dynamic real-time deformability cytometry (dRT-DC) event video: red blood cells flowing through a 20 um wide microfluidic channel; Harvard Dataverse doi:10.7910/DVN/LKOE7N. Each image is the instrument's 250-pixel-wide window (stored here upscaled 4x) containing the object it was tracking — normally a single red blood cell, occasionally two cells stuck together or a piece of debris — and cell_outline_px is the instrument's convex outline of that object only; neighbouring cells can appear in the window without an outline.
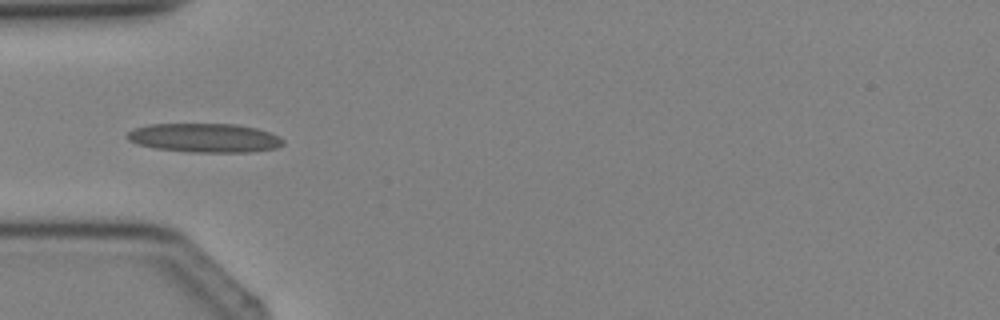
{"species": "Egyptian fruit bat (a non-hibernating species)", "species_latin": "Rousettus aegyptiacus", "temperature_condition": "cold", "stored_images_in_passage": 3, "camera_frame_rate_fps": 3000, "um_per_image_px": 0.085, "animal": {"sex": "female"}, "frame": {"image": 1, "passage_image": 3, "time_ms": 2.333, "image_size_px": [1000, 320], "cell_outline_px": [[284, 144], [276, 148], [248, 152], [188, 152], [156, 148], [136, 144], [128, 140], [124, 136], [128, 132], [136, 128], [148, 124], [236, 124], [256, 128], [268, 132], [284, 140]], "centroid_in_image_um": [17.35, 11.72], "position_along_channel_um": 67.6, "area_um2": 26.3}}